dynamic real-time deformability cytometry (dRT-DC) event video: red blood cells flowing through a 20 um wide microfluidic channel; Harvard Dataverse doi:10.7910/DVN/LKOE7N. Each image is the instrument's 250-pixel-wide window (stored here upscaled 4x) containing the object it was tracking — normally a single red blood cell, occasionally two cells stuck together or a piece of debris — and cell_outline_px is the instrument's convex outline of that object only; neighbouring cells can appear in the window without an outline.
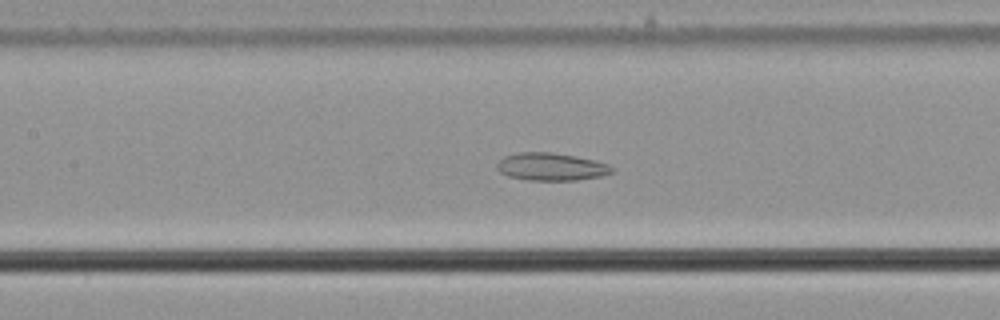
{"species": "common noctule bat (a hibernating species)", "species_latin": "Nyctalus noctula", "temperature_condition": "cold", "stored_images_in_passage": 57, "camera_frame_rate_fps": 3000, "um_per_image_px": 0.085, "animal": {"sex": "male", "body_mass_g": 21.5, "forearm_length_mm": 52.0}, "frame": {"image": 1, "passage_image": 26, "time_ms": 8.333, "image_size_px": [1000, 320], "cell_outline_px": [[616, 172], [600, 176], [576, 180], [528, 180], [508, 176], [500, 172], [496, 168], [496, 164], [504, 156], [516, 152], [548, 152], [576, 156], [608, 164], [616, 168]], "centroid_in_image_um": [46.85, 14.17], "position_along_channel_um": 160.5, "area_um2": 18.61}}
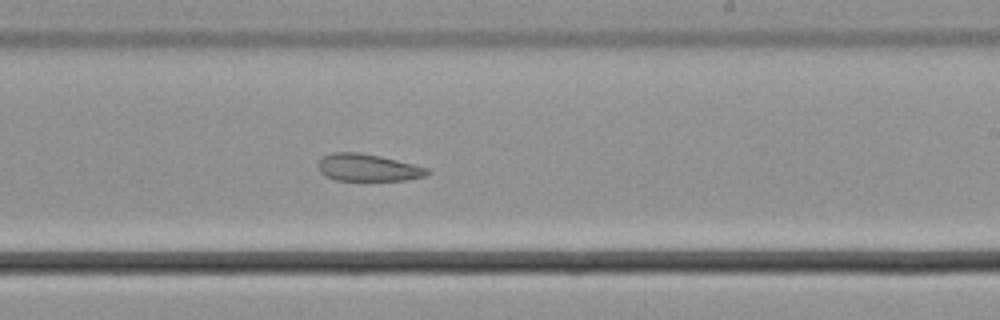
{"frame": {"image": 2, "passage_image": 34, "time_ms": 11.0, "image_size_px": [1000, 320], "cell_outline_px": [[432, 172], [424, 176], [404, 180], [336, 180], [324, 176], [320, 172], [320, 160], [324, 156], [332, 152], [360, 152], [380, 156], [428, 168]], "centroid_in_image_um": [31.27, 14.25], "position_along_channel_um": 257.7, "area_um2": 17.11}}
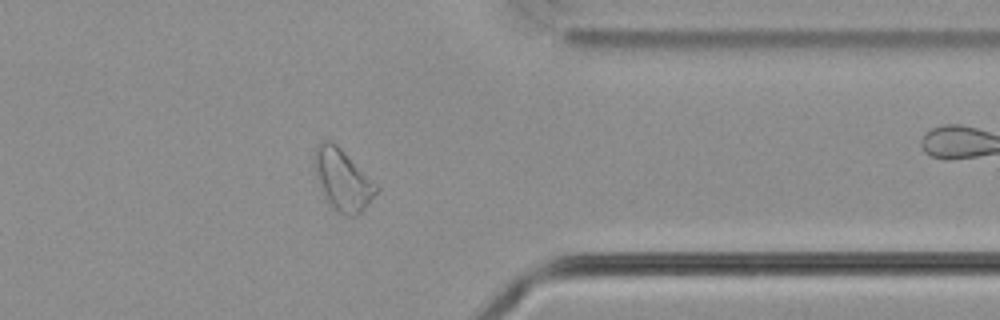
{"frame": {"image": 3, "passage_image": 45, "time_ms": 14.667, "image_size_px": [1000, 320], "cell_outline_px": [[380, 188], [368, 204], [356, 216], [348, 216], [336, 212], [324, 200], [320, 192], [316, 180], [312, 160], [312, 156], [316, 144], [320, 140], [328, 140], [336, 144]], "centroid_in_image_um": [29.03, 15.29], "position_along_channel_um": 382.4, "area_um2": 22.54}, "authors_computed_cell_mechanics": {"area_um2": 23.7558, "velocity_mm_per_s": 3.6581, "shape_relaxation_time_tau1_ms": null, "shape_relaxation_time_tau2_ms": 3.4462, "deformation_change_tau1": null, "deformation_change_tau2": 0.1092}}